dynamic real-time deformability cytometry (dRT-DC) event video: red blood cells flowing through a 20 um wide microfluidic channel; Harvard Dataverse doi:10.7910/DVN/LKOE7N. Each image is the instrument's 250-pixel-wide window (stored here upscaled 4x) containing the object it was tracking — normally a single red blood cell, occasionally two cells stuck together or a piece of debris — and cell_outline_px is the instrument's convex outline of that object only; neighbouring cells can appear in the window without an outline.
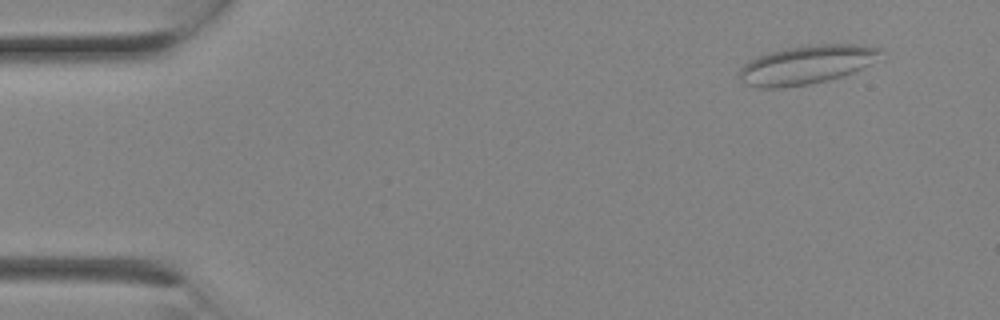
{"species": "Egyptian fruit bat (a non-hibernating species)", "species_latin": "Rousettus aegyptiacus", "temperature_condition": "room temperature", "stored_images_in_passage": 1, "camera_frame_rate_fps": 3000, "um_per_image_px": 0.085, "animal": {"sex": "female"}, "frame": {"image": 1, "passage_image": 1, "time_ms": 0.0, "image_size_px": [1000, 320], "cell_outline_px": [[884, 48], [868, 64], [852, 72], [828, 80], [812, 84], [780, 88], [756, 88], [744, 84], [740, 80], [740, 68], [744, 64], [768, 52], [788, 48], [812, 44], [852, 44]], "centroid_in_image_um": [68.48, 5.51], "position_along_channel_um": 16.5, "area_um2": 31.44}}